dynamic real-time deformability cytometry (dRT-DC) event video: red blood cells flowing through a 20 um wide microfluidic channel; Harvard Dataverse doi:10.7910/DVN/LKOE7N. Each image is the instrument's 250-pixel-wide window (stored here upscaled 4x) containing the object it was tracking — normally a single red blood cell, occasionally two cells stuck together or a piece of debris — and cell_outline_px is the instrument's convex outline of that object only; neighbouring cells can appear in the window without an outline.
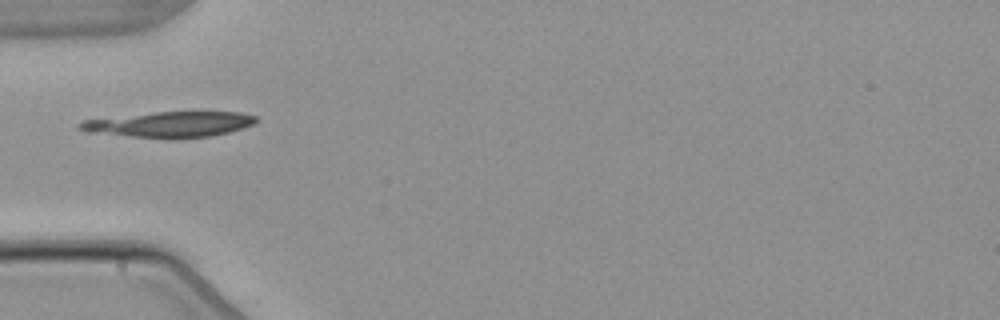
{"species": "common noctule bat (a hibernating species)", "species_latin": "Nyctalus noctula", "temperature_condition": "warm", "stored_images_in_passage": 2, "camera_frame_rate_fps": 3000, "um_per_image_px": 0.085, "animal": {"sex": "male", "body_mass_g": 21.5, "forearm_length_mm": 52.0}, "frame": {"image": 1, "passage_image": 1, "time_ms": 0.0, "image_size_px": [1000, 320], "cell_outline_px": [[256, 120], [252, 124], [244, 128], [212, 136], [180, 140], [168, 140], [88, 132], [76, 128], [76, 124], [84, 120], [156, 112], [240, 112], [256, 116]], "centroid_in_image_um": [14.41, 10.6], "position_along_channel_um": 70.6, "area_um2": 26.7}}